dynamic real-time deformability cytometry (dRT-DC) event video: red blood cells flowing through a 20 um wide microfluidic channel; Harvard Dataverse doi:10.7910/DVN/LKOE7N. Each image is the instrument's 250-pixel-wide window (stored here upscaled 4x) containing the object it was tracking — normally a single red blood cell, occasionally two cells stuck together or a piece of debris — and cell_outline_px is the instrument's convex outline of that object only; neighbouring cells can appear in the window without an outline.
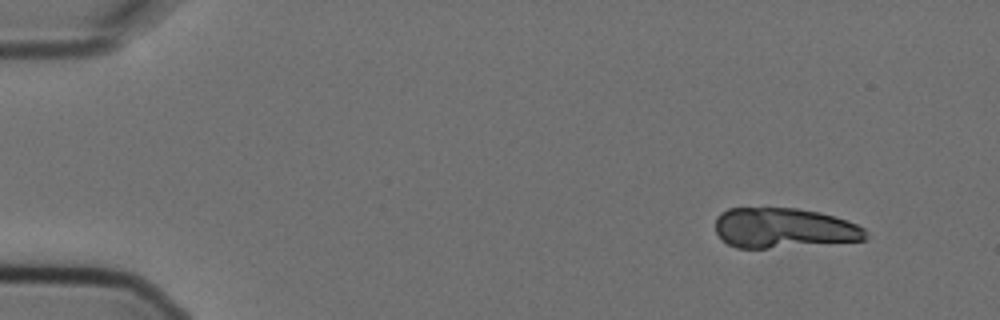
{"species": "Egyptian fruit bat (a non-hibernating species)", "species_latin": "Rousettus aegyptiacus", "temperature_condition": "cold", "stored_images_in_passage": 7, "camera_frame_rate_fps": 3000, "um_per_image_px": 0.085, "animal": {"sex": "female"}, "frame": {"image": 1, "passage_image": 2, "time_ms": 0.333, "image_size_px": [1000, 320], "cell_outline_px": [[868, 240], [768, 248], [736, 248], [728, 244], [716, 232], [716, 216], [720, 212], [728, 208], [796, 208], [820, 212], [856, 224], [864, 228], [868, 232]], "centroid_in_image_um": [66.62, 19.38], "position_along_channel_um": 18.4, "area_um2": 35.14}}
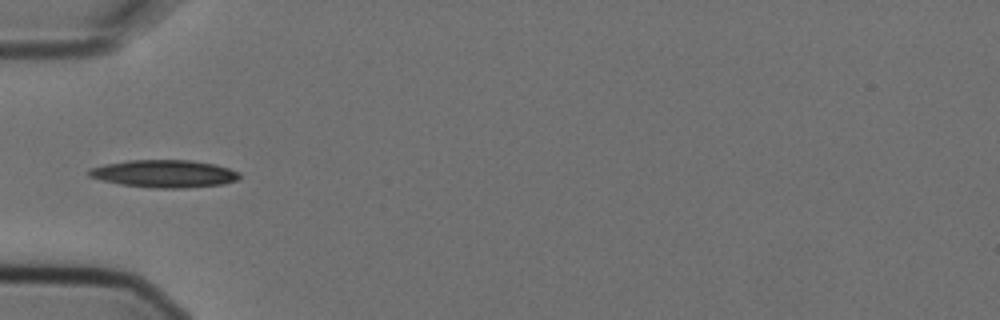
{"frame": {"image": 2, "passage_image": 6, "time_ms": 1.667, "image_size_px": [1000, 320], "cell_outline_px": [[240, 176], [236, 180], [224, 184], [184, 188], [156, 188], [120, 184], [100, 180], [88, 176], [88, 168], [104, 164], [128, 160], [192, 160], [216, 164], [240, 172]], "centroid_in_image_um": [13.94, 14.76], "position_along_channel_um": 71.1, "area_um2": 24.33}}
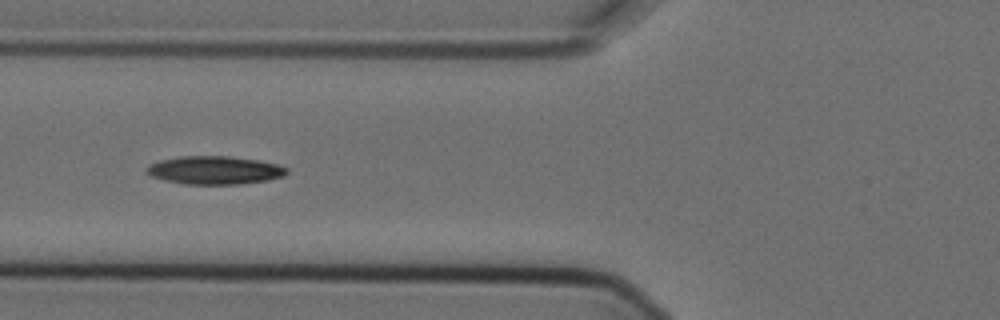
{"frame": {"image": 3, "passage_image": 7, "time_ms": 2.0, "image_size_px": [1000, 320], "cell_outline_px": [[288, 172], [284, 176], [268, 180], [240, 184], [184, 184], [164, 180], [152, 176], [144, 172], [144, 168], [148, 164], [160, 160], [180, 156], [228, 156], [260, 160], [276, 164], [288, 168]], "centroid_in_image_um": [18.22, 14.46], "position_along_channel_um": 107.6, "area_um2": 23.24}}